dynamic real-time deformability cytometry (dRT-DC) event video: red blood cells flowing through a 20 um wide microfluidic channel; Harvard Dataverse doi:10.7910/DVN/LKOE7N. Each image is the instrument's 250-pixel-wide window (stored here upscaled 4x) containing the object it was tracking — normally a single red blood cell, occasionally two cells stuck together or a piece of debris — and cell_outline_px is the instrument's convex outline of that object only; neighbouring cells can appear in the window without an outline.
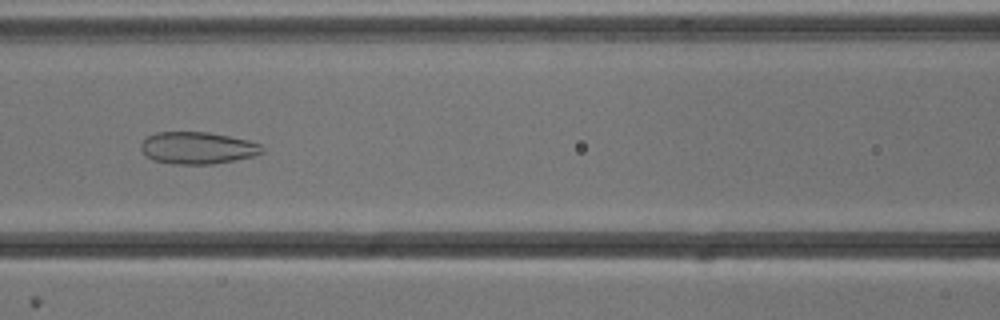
{"species": "common noctule bat (a hibernating species)", "species_latin": "Nyctalus noctula", "temperature_condition": "cold", "stored_images_in_passage": 54, "camera_frame_rate_fps": 3000, "um_per_image_px": 0.085, "animal": {"sex": "male", "body_mass_g": 13.3}, "frame": {"image": 1, "passage_image": 23, "time_ms": 7.333, "image_size_px": [1000, 320], "cell_outline_px": [[264, 152], [252, 156], [236, 160], [212, 164], [172, 164], [152, 160], [140, 148], [140, 144], [148, 136], [156, 132], [208, 132], [248, 140], [260, 144], [264, 148]], "centroid_in_image_um": [16.79, 12.58], "position_along_channel_um": 149.8, "area_um2": 22.6}}
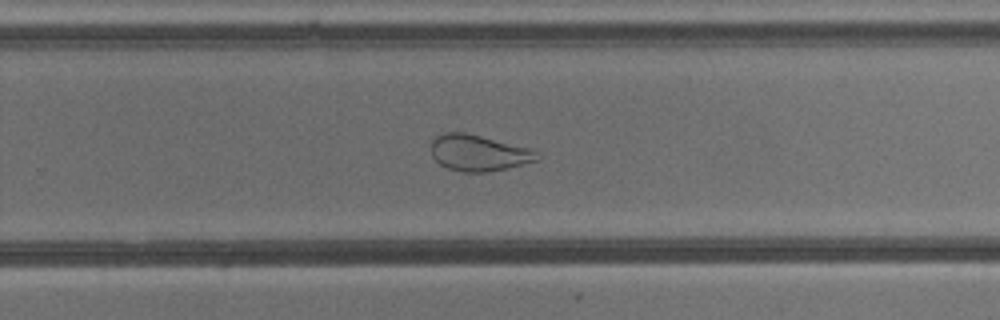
{"frame": {"image": 2, "passage_image": 34, "time_ms": 11.0, "image_size_px": [1000, 320], "cell_outline_px": [[540, 156], [536, 160], [508, 168], [488, 172], [464, 172], [448, 168], [440, 164], [432, 156], [432, 140], [436, 136], [444, 132], [464, 132], [532, 148], [540, 152]], "centroid_in_image_um": [40.7, 12.99], "position_along_channel_um": 289.1, "area_um2": 22.37}}
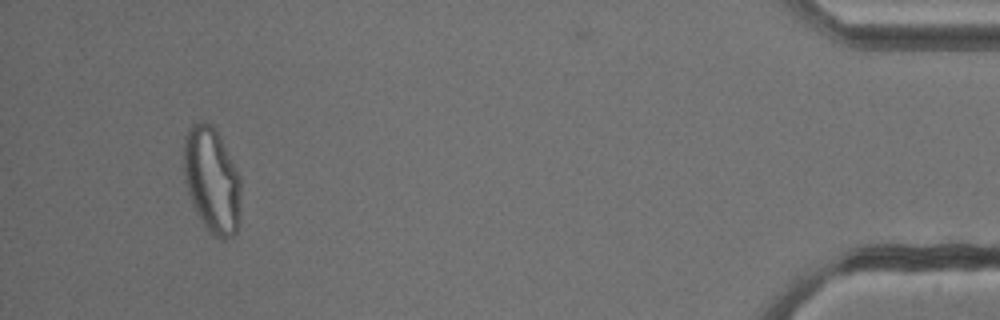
{"frame": {"image": 3, "passage_image": 50, "time_ms": 16.333, "image_size_px": [1000, 320], "cell_outline_px": [[240, 216], [236, 232], [232, 236], [224, 240], [220, 240], [212, 236], [208, 232], [196, 212], [192, 204], [184, 180], [184, 136], [188, 128], [192, 124], [204, 120], [212, 124], [216, 128], [240, 176]], "centroid_in_image_um": [18.01, 15.32], "position_along_channel_um": 417.2, "area_um2": 35.72}}